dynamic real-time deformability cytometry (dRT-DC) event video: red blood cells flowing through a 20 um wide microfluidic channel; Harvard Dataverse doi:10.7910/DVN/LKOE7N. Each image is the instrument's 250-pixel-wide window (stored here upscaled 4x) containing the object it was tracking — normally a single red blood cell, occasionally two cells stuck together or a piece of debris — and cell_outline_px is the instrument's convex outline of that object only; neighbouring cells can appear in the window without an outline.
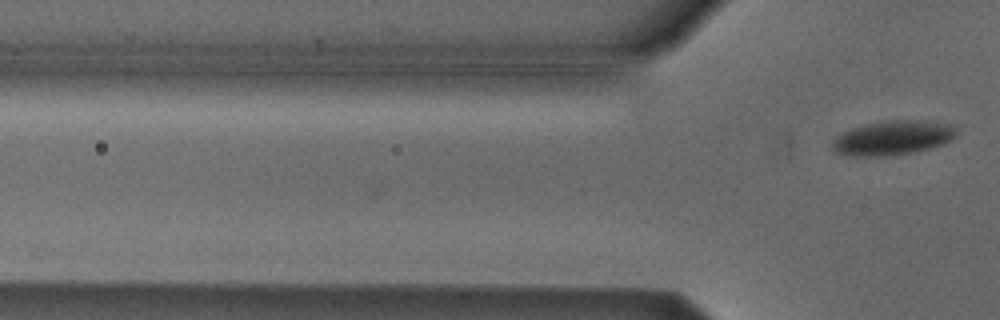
{"species": "Egyptian fruit bat (a non-hibernating species)", "species_latin": "Rousettus aegyptiacus", "temperature_condition": "cold", "stored_images_in_passage": 2, "camera_frame_rate_fps": 3000, "um_per_image_px": 0.085, "animal": {"sex": "male"}, "frame": {"image": 1, "passage_image": 2, "time_ms": 0.333, "image_size_px": [1000, 320], "cell_outline_px": [[956, 132], [952, 140], [944, 144], [916, 152], [884, 156], [848, 156], [836, 152], [832, 148], [832, 140], [836, 136], [852, 128], [864, 124], [884, 120], [920, 120], [952, 124], [956, 128]], "centroid_in_image_um": [75.89, 11.71], "position_along_channel_um": 49.9, "area_um2": 25.09}}